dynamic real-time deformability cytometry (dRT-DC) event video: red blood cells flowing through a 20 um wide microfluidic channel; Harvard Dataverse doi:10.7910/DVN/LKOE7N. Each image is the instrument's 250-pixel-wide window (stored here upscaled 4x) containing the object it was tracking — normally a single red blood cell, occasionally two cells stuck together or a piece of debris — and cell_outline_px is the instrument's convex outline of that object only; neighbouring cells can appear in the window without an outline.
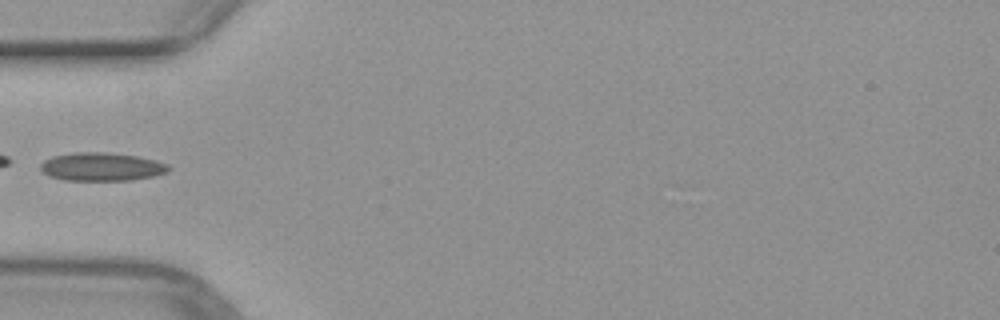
{"species": "common noctule bat (a hibernating species)", "species_latin": "Nyctalus noctula", "temperature_condition": "warm", "stored_images_in_passage": 9, "camera_frame_rate_fps": 3000, "um_per_image_px": 0.085, "animal": {"sex": "female", "body_mass_g": 29.2, "forearm_length_mm": 56.3}, "frame": {"image": 1, "passage_image": 1, "time_ms": 0.0, "image_size_px": [1000, 320], "cell_outline_px": [[172, 168], [168, 172], [156, 176], [132, 180], [64, 180], [48, 176], [40, 168], [40, 164], [44, 160], [52, 156], [76, 152], [108, 152], [136, 156], [156, 160], [168, 164]], "centroid_in_image_um": [8.67, 14.17], "position_along_channel_um": 76.3, "area_um2": 21.33}}